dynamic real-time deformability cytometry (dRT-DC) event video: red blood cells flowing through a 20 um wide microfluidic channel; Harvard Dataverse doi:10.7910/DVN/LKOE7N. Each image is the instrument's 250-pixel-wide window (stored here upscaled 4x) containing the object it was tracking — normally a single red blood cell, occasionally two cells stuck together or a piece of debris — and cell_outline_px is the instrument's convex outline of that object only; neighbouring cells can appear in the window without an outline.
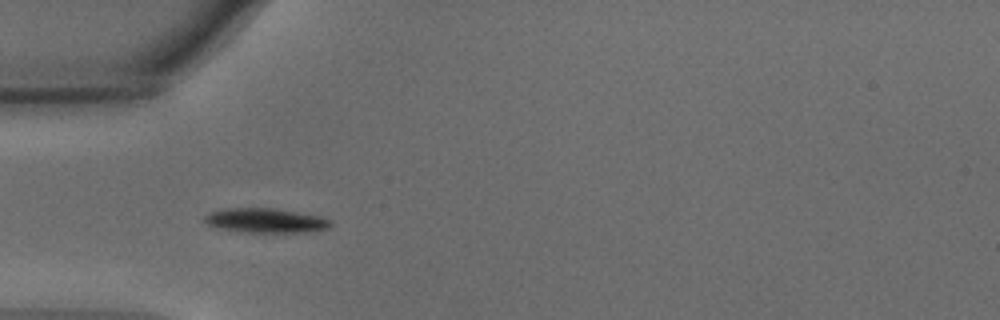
{"species": "common noctule bat (a hibernating species)", "species_latin": "Nyctalus noctula", "temperature_condition": "warm", "stored_images_in_passage": 38, "camera_frame_rate_fps": 3000, "um_per_image_px": 0.085, "animal": {"sex": "male", "body_mass_g": 15.6}, "frame": {"image": 1, "passage_image": 1, "time_ms": 0.0, "image_size_px": [1000, 320], "cell_outline_px": [[332, 224], [328, 228], [308, 232], [244, 232], [224, 228], [208, 224], [204, 220], [204, 216], [208, 212], [224, 208], [276, 208], [320, 216], [332, 220]], "centroid_in_image_um": [22.61, 18.73], "position_along_channel_um": 62.4, "area_um2": 17.92}}
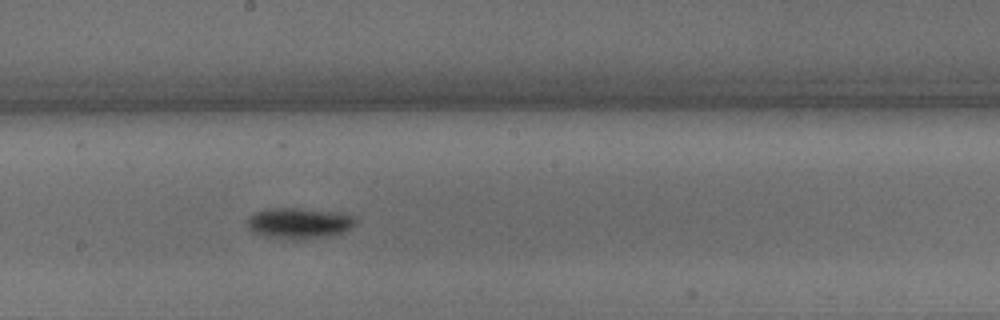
{"frame": {"image": 2, "passage_image": 14, "time_ms": 4.333, "image_size_px": [1000, 320], "cell_outline_px": [[356, 224], [352, 228], [332, 236], [296, 240], [268, 236], [252, 232], [248, 228], [248, 216], [256, 212], [268, 208], [296, 208], [340, 212], [356, 216]], "centroid_in_image_um": [25.47, 18.96], "position_along_channel_um": 222.7, "area_um2": 19.65}}
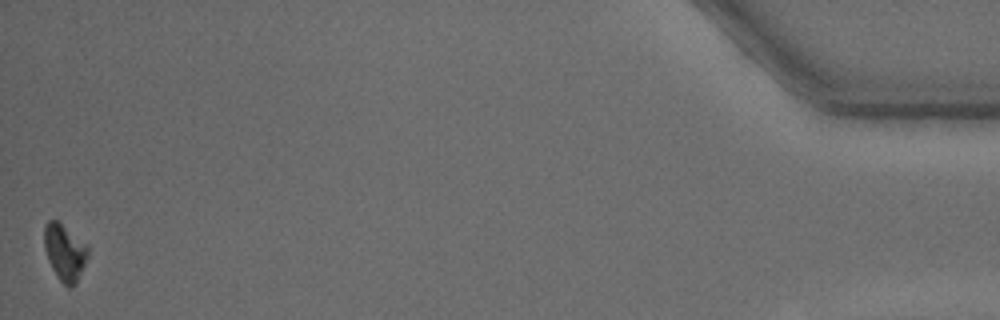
{"frame": {"image": 3, "passage_image": 38, "time_ms": 12.333, "image_size_px": [1000, 320], "cell_outline_px": [[88, 256], [72, 288], [68, 288], [60, 280], [52, 268], [48, 260], [44, 248], [44, 228], [48, 220], [56, 220], [88, 244]], "centroid_in_image_um": [5.49, 21.42], "position_along_channel_um": 429.7, "area_um2": 14.16}, "authors_computed_cell_mechanics": {"area_um2": 17.2244, "velocity_mm_per_s": 3.7316, "shape_relaxation_time_tau1_ms": 1.6546, "shape_relaxation_time_tau2_ms": null, "deformation_change_tau1": 0.1198, "deformation_change_tau2": null}}